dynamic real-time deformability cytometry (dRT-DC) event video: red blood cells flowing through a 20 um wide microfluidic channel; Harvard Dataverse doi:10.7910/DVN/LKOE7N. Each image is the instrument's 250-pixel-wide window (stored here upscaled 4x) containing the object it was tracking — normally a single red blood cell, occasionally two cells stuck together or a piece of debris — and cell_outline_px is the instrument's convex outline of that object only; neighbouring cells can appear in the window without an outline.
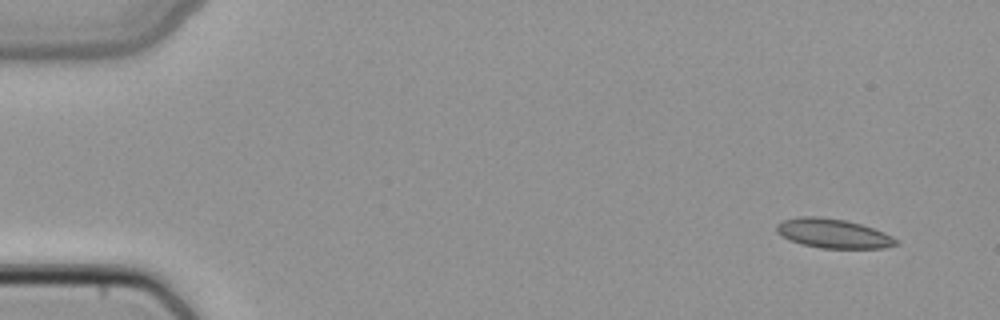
{"species": "common noctule bat (a hibernating species)", "species_latin": "Nyctalus noctula", "temperature_condition": "cold", "stored_images_in_passage": 4, "camera_frame_rate_fps": 3000, "um_per_image_px": 0.085, "animal": {"sex": "female", "body_mass_g": 22.7, "forearm_length_mm": 54.2}, "frame": {"image": 1, "passage_image": 1, "time_ms": 0.0, "image_size_px": [1000, 320], "cell_outline_px": [[900, 244], [884, 248], [820, 248], [800, 244], [788, 240], [776, 232], [776, 224], [780, 220], [800, 216], [816, 216], [844, 220], [860, 224], [884, 232], [892, 236]], "centroid_in_image_um": [70.77, 19.84], "position_along_channel_um": 14.2, "area_um2": 20.52}}
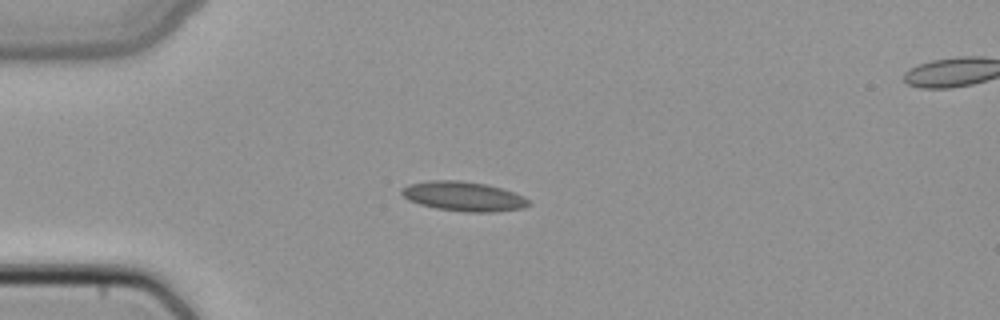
{"frame": {"image": 2, "passage_image": 3, "time_ms": 0.667, "image_size_px": [1000, 320], "cell_outline_px": [[532, 204], [524, 208], [496, 212], [464, 212], [436, 208], [420, 204], [408, 200], [400, 192], [400, 188], [408, 184], [428, 180], [460, 180], [484, 184], [500, 188], [524, 196]], "centroid_in_image_um": [39.38, 16.69], "position_along_channel_um": 45.6, "area_um2": 21.96}}